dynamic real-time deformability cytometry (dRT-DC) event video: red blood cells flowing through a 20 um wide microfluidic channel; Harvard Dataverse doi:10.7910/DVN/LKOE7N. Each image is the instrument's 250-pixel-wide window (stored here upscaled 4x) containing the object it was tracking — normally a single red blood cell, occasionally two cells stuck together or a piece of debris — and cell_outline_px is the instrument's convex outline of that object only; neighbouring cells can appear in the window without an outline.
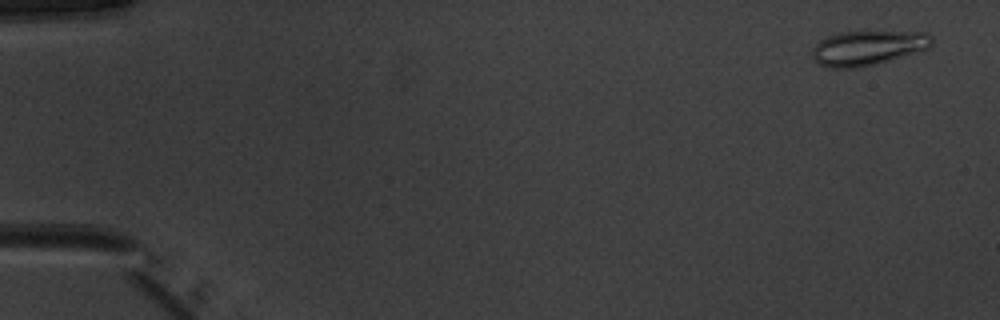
{"species": "common noctule bat (a hibernating species)", "species_latin": "Nyctalus noctula", "temperature_condition": "warm", "stored_images_in_passage": 52, "camera_frame_rate_fps": 3000, "um_per_image_px": 0.085, "animal": {"sex": "male", "body_mass_g": 20.1, "forearm_length_mm": 53.5}, "frame": {"image": 1, "passage_image": 3, "time_ms": 0.667, "image_size_px": [1000, 320], "cell_outline_px": [[932, 44], [928, 48], [876, 64], [860, 68], [828, 68], [816, 64], [812, 56], [812, 48], [824, 36], [840, 32], [928, 32], [932, 36]], "centroid_in_image_um": [73.7, 4.08], "position_along_channel_um": 11.3, "area_um2": 24.28}}
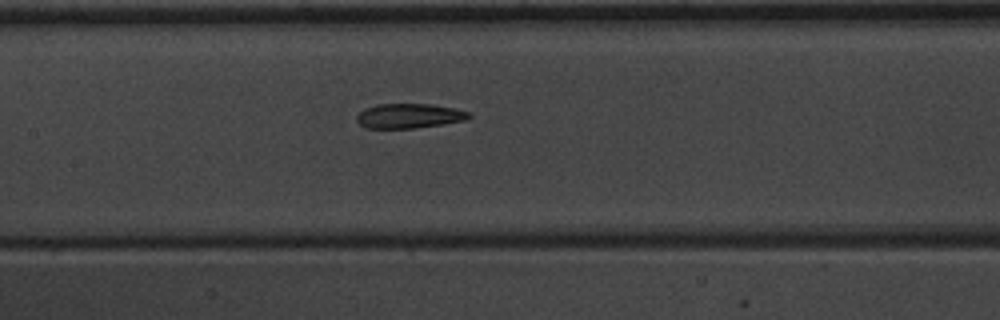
{"frame": {"image": 2, "passage_image": 26, "time_ms": 8.333, "image_size_px": [1000, 320], "cell_outline_px": [[472, 116], [464, 120], [440, 124], [412, 128], [364, 128], [356, 120], [356, 116], [364, 108], [376, 104], [428, 104], [456, 108], [468, 112]], "centroid_in_image_um": [34.72, 9.84], "position_along_channel_um": 172.7, "area_um2": 16.01}}
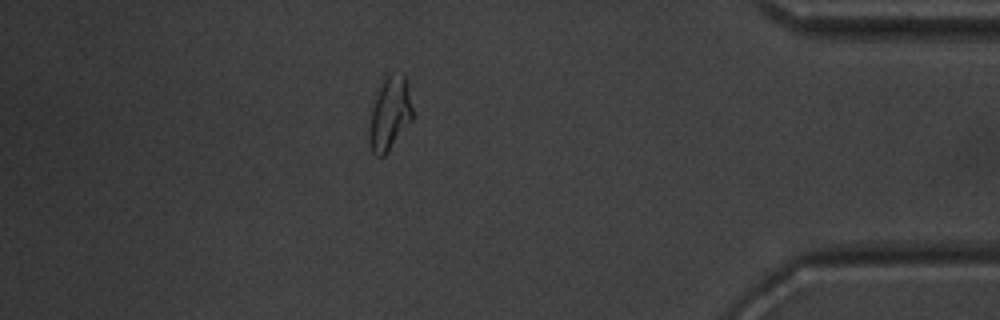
{"frame": {"image": 3, "passage_image": 46, "time_ms": 15.0, "image_size_px": [1000, 320], "cell_outline_px": [[412, 120], [384, 156], [376, 156], [372, 152], [368, 140], [368, 132], [372, 108], [384, 76], [392, 72], [404, 76], [408, 84], [412, 108]], "centroid_in_image_um": [33.12, 9.66], "position_along_channel_um": 402.1, "area_um2": 18.38}, "authors_computed_cell_mechanics": {"area_um2": 17.8602, "velocity_mm_per_s": 3.9681, "shape_relaxation_time_tau1_ms": 4.4836, "shape_relaxation_time_tau2_ms": 1.8837, "deformation_change_tau1": 0.1603, "deformation_change_tau2": 0.1027}}